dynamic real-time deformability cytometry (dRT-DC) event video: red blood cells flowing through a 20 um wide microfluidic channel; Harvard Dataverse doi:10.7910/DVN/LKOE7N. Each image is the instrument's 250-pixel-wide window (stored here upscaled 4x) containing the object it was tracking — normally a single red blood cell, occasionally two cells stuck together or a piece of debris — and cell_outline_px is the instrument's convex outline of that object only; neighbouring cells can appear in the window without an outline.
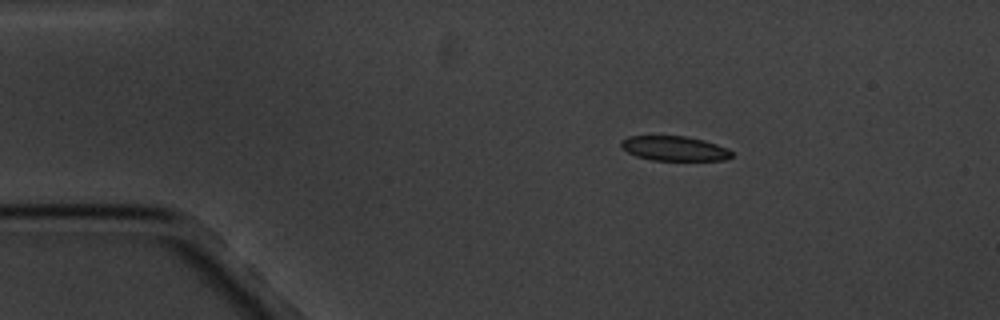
{"species": "common noctule bat (a hibernating species)", "species_latin": "Nyctalus noctula", "temperature_condition": "cold", "stored_images_in_passage": 3, "camera_frame_rate_fps": 3000, "um_per_image_px": 0.085, "animal": {"sex": "male", "body_mass_g": 20.1, "forearm_length_mm": 53.5}, "frame": {"image": 1, "passage_image": 1, "time_ms": 0.0, "image_size_px": [1000, 320], "cell_outline_px": [[732, 156], [724, 160], [652, 160], [636, 156], [628, 152], [620, 144], [620, 140], [628, 136], [684, 136], [704, 140], [728, 148], [732, 152]], "centroid_in_image_um": [57.32, 12.61], "position_along_channel_um": 27.7, "area_um2": 15.84}}